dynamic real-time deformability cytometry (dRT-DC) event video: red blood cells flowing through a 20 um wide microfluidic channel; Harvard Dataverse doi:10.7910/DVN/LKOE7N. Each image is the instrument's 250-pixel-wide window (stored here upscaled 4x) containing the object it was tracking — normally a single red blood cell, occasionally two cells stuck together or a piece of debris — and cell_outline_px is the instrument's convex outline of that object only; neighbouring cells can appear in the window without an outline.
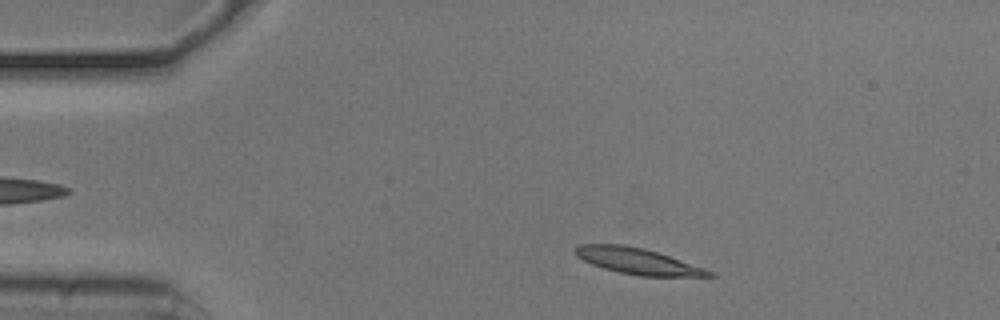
{"species": "common noctule bat (a hibernating species)", "species_latin": "Nyctalus noctula", "temperature_condition": "cold", "stored_images_in_passage": 45, "camera_frame_rate_fps": 3000, "um_per_image_px": 0.085, "animal": {"sex": "male", "body_mass_g": 20.5, "forearm_length_mm": 52.5}, "frame": {"image": 1, "passage_image": 1, "time_ms": 0.0, "image_size_px": [1000, 320], "cell_outline_px": [[716, 276], [640, 276], [620, 272], [604, 268], [592, 264], [576, 256], [572, 252], [580, 244], [624, 244], [644, 248], [704, 268], [712, 272]], "centroid_in_image_um": [54.15, 22.18], "position_along_channel_um": 30.9, "area_um2": 20.0}}
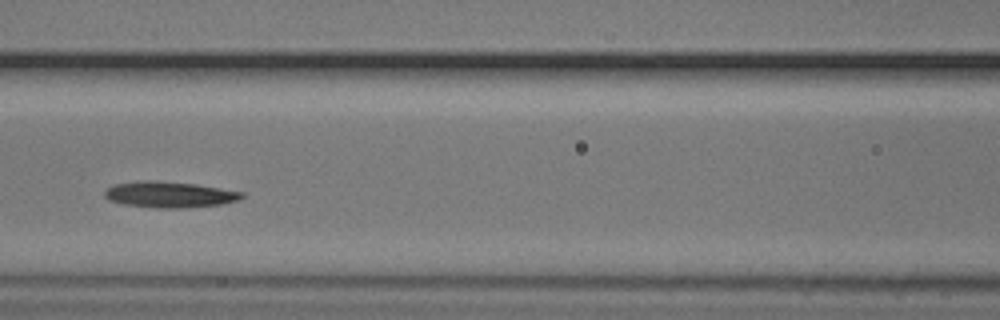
{"frame": {"image": 2, "passage_image": 15, "time_ms": 4.667, "image_size_px": [1000, 320], "cell_outline_px": [[244, 196], [236, 200], [220, 204], [180, 208], [156, 208], [124, 204], [108, 200], [104, 196], [104, 192], [112, 184], [144, 180], [156, 180], [196, 184], [244, 192]], "centroid_in_image_um": [14.36, 16.52], "position_along_channel_um": 152.2, "area_um2": 20.75}}
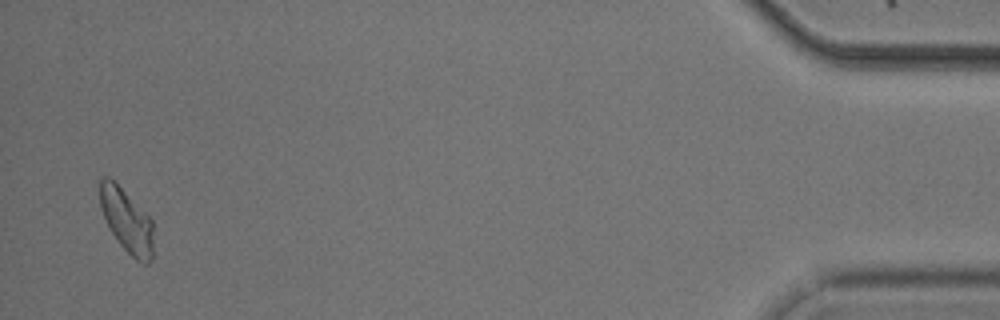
{"frame": {"image": 3, "passage_image": 44, "time_ms": 14.333, "image_size_px": [1000, 320], "cell_outline_px": [[152, 260], [148, 264], [144, 264], [136, 260], [120, 244], [108, 228], [100, 208], [100, 176], [108, 176], [152, 220]], "centroid_in_image_um": [10.74, 18.79], "position_along_channel_um": 424.5, "area_um2": 19.42}}